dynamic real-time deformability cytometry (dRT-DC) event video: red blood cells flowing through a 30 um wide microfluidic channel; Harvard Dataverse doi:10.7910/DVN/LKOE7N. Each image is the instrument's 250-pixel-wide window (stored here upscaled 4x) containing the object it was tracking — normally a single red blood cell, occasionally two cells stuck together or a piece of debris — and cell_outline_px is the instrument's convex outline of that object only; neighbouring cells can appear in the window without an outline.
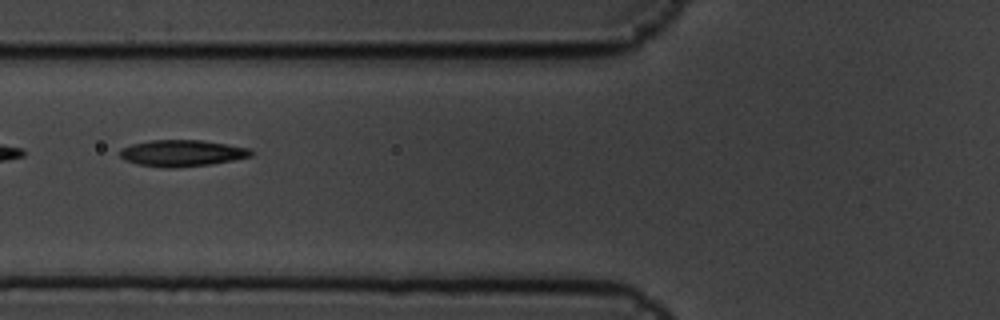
{"species": "common noctule bat (a hibernating species)", "species_latin": "Nyctalus noctula", "temperature_condition": "cold", "stored_images_in_passage": 7, "camera_frame_rate_fps": 3000, "um_per_image_px": 0.085, "animal": {"sex": "male", "body_mass_g": 19.5, "forearm_length_mm": 54.6}, "frame": {"image": 1, "passage_image": 2, "time_ms": 0.333, "image_size_px": [1000, 320], "cell_outline_px": [[252, 156], [232, 160], [208, 164], [176, 168], [168, 168], [136, 164], [124, 160], [120, 156], [120, 148], [132, 144], [152, 140], [200, 140], [248, 148], [252, 152]], "centroid_in_image_um": [15.41, 13.02], "position_along_channel_um": 110.4, "area_um2": 20.0}}
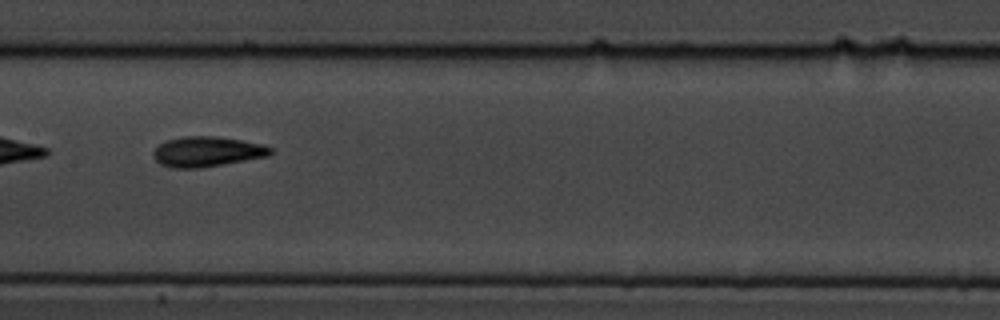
{"frame": {"image": 2, "passage_image": 4, "time_ms": 1.0, "image_size_px": [1000, 320], "cell_outline_px": [[272, 152], [268, 156], [200, 168], [172, 168], [160, 164], [152, 156], [152, 152], [160, 144], [168, 140], [184, 136], [216, 136], [264, 144], [272, 148]], "centroid_in_image_um": [17.59, 12.89], "position_along_channel_um": 189.8, "area_um2": 20.52}}
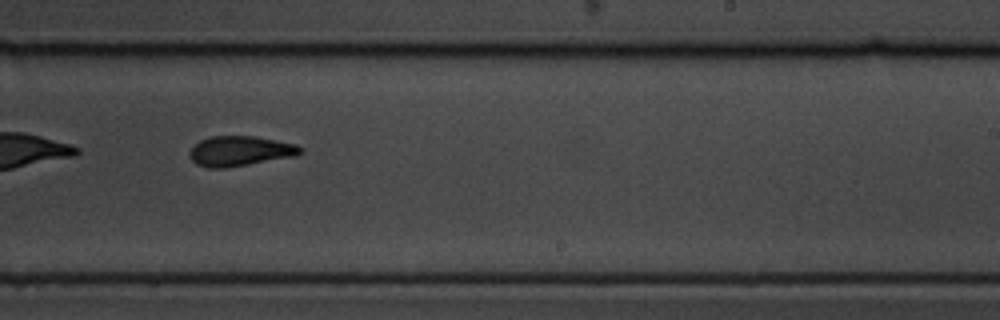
{"frame": {"image": 3, "passage_image": 6, "time_ms": 1.667, "image_size_px": [1000, 320], "cell_outline_px": [[304, 152], [296, 156], [228, 168], [208, 168], [196, 164], [188, 156], [188, 152], [200, 140], [212, 136], [256, 136], [296, 144], [304, 148]], "centroid_in_image_um": [20.43, 12.85], "position_along_channel_um": 268.6, "area_um2": 19.65}}